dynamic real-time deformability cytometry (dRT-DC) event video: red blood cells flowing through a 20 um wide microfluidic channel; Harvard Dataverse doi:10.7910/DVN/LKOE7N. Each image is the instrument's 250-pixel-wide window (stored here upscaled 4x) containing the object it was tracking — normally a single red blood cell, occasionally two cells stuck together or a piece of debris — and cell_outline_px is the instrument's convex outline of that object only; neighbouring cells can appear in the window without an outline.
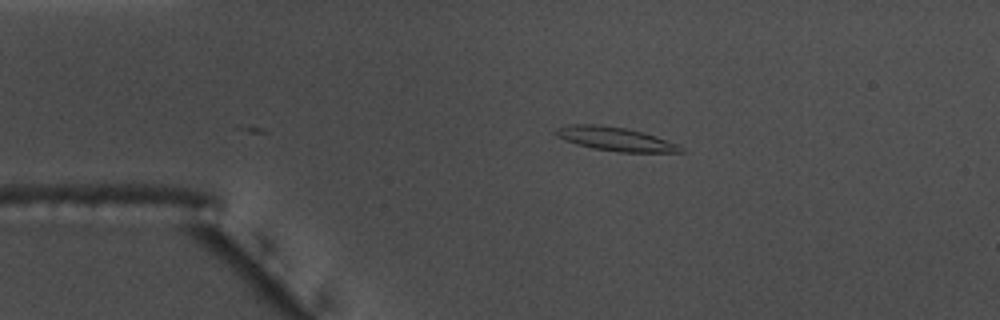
{"species": "common noctule bat (a hibernating species)", "species_latin": "Nyctalus noctula", "temperature_condition": "warm", "stored_images_in_passage": 47, "camera_frame_rate_fps": 3000, "um_per_image_px": 0.085, "animal": {"sex": "male", "body_mass_g": 17.5, "forearm_length_mm": 52.3}, "frame": {"image": 1, "passage_image": 2, "time_ms": 0.333, "image_size_px": [1000, 320], "cell_outline_px": [[684, 152], [620, 152], [592, 148], [576, 144], [564, 140], [556, 136], [552, 132], [556, 128], [568, 124], [600, 124], [628, 128], [644, 132], [656, 136], [676, 144], [684, 148]], "centroid_in_image_um": [52.24, 11.79], "position_along_channel_um": 32.8, "area_um2": 17.51}}
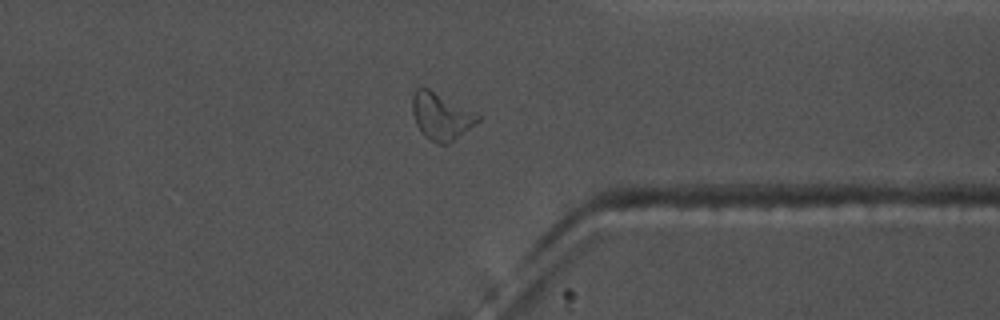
{"frame": {"image": 2, "passage_image": 34, "time_ms": 11.0, "image_size_px": [1000, 320], "cell_outline_px": [[484, 116], [480, 120], [448, 144], [440, 144], [424, 136], [420, 132], [416, 124], [412, 112], [412, 96], [416, 88], [428, 88]], "centroid_in_image_um": [37.49, 9.88], "position_along_channel_um": 373.9, "area_um2": 17.86}}
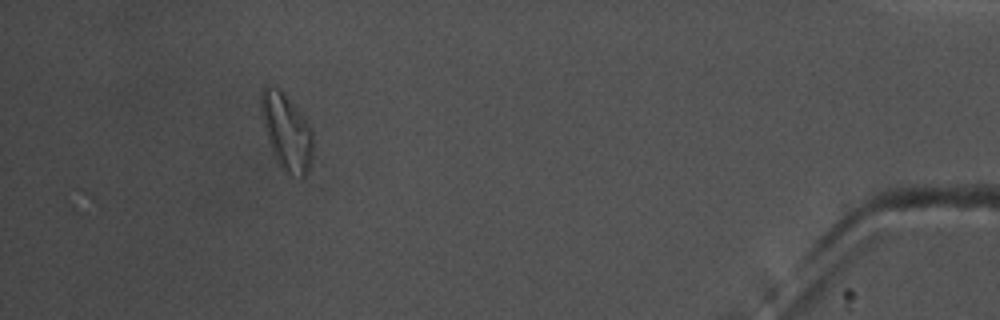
{"frame": {"image": 3, "passage_image": 42, "time_ms": 13.667, "image_size_px": [1000, 320], "cell_outline_px": [[312, 156], [308, 172], [304, 176], [300, 176], [288, 172], [276, 160], [272, 152], [268, 140], [260, 112], [260, 92], [264, 84], [272, 84], [280, 88], [300, 112], [312, 128]], "centroid_in_image_um": [24.33, 11.11], "position_along_channel_um": 410.9, "area_um2": 23.12}, "authors_computed_cell_mechanics": {"area_um2": 16.4152, "velocity_mm_per_s": 3.634, "shape_relaxation_time_tau1_ms": 5.3078, "shape_relaxation_time_tau2_ms": null, "deformation_change_tau1": 0.2388, "deformation_change_tau2": null}}